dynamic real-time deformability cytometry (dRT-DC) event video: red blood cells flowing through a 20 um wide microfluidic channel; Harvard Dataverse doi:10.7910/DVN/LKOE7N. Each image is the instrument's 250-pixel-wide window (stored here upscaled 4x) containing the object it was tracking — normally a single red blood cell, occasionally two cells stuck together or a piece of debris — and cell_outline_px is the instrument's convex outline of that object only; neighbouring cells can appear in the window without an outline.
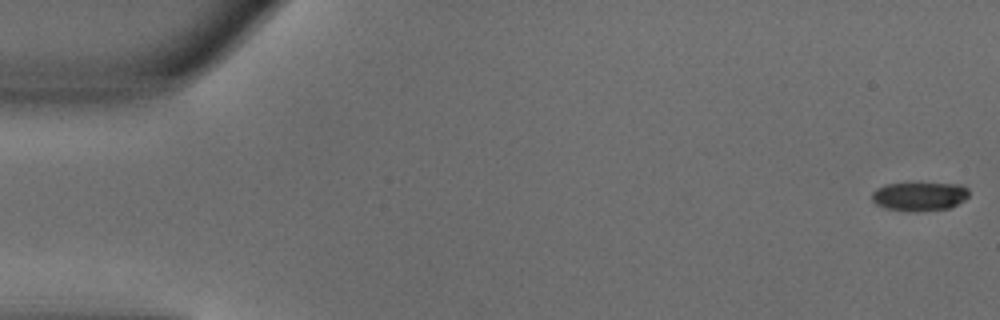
{"species": "common noctule bat (a hibernating species)", "species_latin": "Nyctalus noctula", "temperature_condition": "warm", "stored_images_in_passage": 30, "camera_frame_rate_fps": 3000, "um_per_image_px": 0.085, "animal": {"sex": "male", "body_mass_g": 18.8}, "frame": {"image": 1, "passage_image": 1, "time_ms": 0.0, "image_size_px": [1000, 320], "cell_outline_px": [[968, 196], [964, 200], [948, 208], [916, 212], [884, 208], [876, 204], [872, 200], [872, 192], [876, 188], [884, 184], [960, 184], [968, 188]], "centroid_in_image_um": [78.12, 16.7], "position_along_channel_um": 6.9, "area_um2": 16.13}}
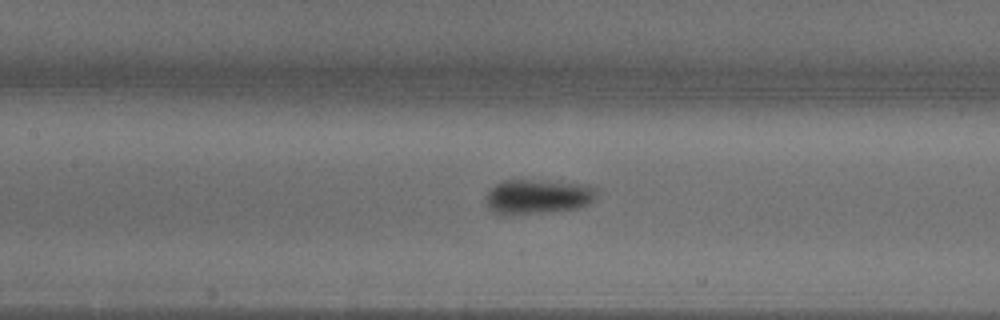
{"frame": {"image": 2, "passage_image": 23, "time_ms": 7.333, "image_size_px": [1000, 320], "cell_outline_px": [[596, 196], [592, 204], [580, 208], [508, 216], [500, 216], [492, 212], [488, 208], [484, 196], [496, 184], [504, 180], [540, 180], [588, 184], [596, 188]], "centroid_in_image_um": [45.7, 16.73], "position_along_channel_um": 161.7, "area_um2": 23.0}}
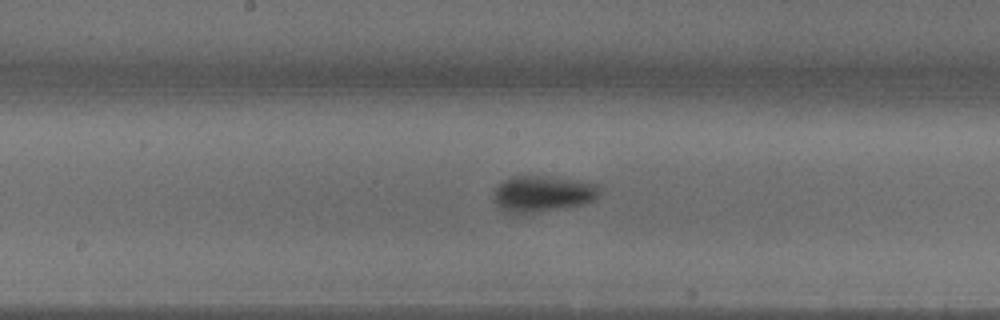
{"frame": {"image": 3, "passage_image": 26, "time_ms": 8.333, "image_size_px": [1000, 320], "cell_outline_px": [[600, 196], [596, 200], [564, 208], [532, 212], [504, 212], [496, 204], [492, 192], [504, 180], [512, 176], [544, 176], [572, 180], [596, 184], [600, 192]], "centroid_in_image_um": [46.11, 16.47], "position_along_channel_um": 202.1, "area_um2": 21.96}}